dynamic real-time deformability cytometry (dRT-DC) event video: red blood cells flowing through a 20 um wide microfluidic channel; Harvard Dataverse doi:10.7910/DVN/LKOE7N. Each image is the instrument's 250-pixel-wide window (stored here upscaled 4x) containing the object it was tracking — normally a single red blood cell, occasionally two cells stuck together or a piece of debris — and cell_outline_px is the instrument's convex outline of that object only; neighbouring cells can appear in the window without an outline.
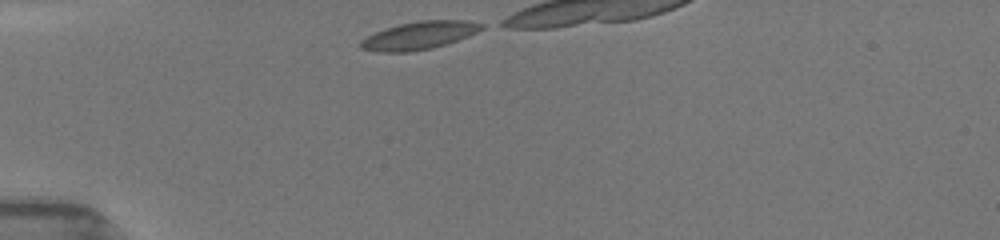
{"species": "common noctule bat (a hibernating species)", "species_latin": "Nyctalus noctula", "temperature_condition": "room temperature", "stored_images_in_passage": 10, "camera_frame_rate_fps": 3000, "um_per_image_px": 0.085, "animal": {"sex": "female", "body_mass_g": 19.5, "forearm_length_mm": 54.1}, "frame": {"image": 1, "passage_image": 1, "time_ms": 0.0, "image_size_px": [1000, 240], "cell_outline_px": [[484, 28], [468, 36], [432, 48], [408, 52], [376, 52], [360, 48], [360, 40], [384, 28], [400, 24], [420, 20], [468, 20], [484, 24]], "centroid_in_image_um": [35.62, 3.01], "position_along_channel_um": 49.4, "area_um2": 19.54}}
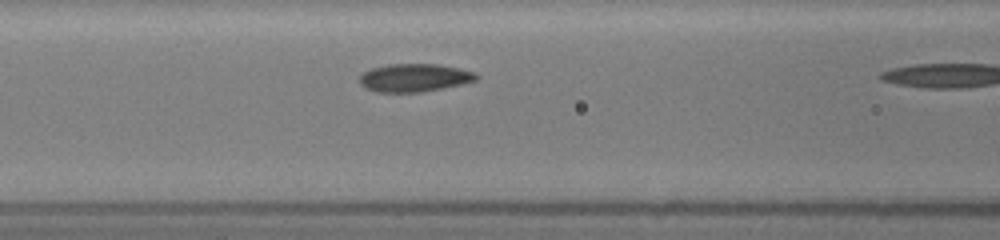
{"frame": {"image": 2, "passage_image": 9, "time_ms": 2.667, "image_size_px": [1000, 240], "cell_outline_px": [[480, 76], [476, 80], [444, 88], [420, 92], [376, 92], [364, 88], [360, 84], [360, 76], [364, 72], [372, 68], [388, 64], [436, 64], [476, 72]], "centroid_in_image_um": [35.21, 6.61], "position_along_channel_um": 131.4, "area_um2": 19.02}}